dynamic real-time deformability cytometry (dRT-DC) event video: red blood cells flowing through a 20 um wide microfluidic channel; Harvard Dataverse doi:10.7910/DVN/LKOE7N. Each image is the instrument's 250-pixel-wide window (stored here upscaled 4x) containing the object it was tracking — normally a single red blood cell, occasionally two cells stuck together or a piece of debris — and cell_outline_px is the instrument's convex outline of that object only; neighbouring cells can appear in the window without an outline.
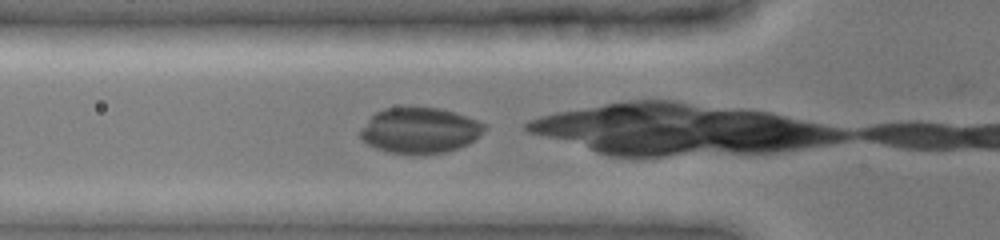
{"species": "common noctule bat (a hibernating species)", "species_latin": "Nyctalus noctula", "temperature_condition": "cold", "stored_images_in_passage": 4, "camera_frame_rate_fps": 3000, "um_per_image_px": 0.085, "animal": {"sex": "female", "body_mass_g": 19.0, "forearm_length_mm": 51.5}, "frame": {"image": 1, "passage_image": 3, "time_ms": 1.0, "image_size_px": [1000, 240], "cell_outline_px": [[488, 128], [480, 136], [468, 144], [444, 152], [388, 152], [376, 148], [368, 144], [360, 136], [360, 128], [376, 112], [384, 108], [440, 108], [488, 124]], "centroid_in_image_um": [35.7, 11.06], "position_along_channel_um": 90.1, "area_um2": 32.31}}